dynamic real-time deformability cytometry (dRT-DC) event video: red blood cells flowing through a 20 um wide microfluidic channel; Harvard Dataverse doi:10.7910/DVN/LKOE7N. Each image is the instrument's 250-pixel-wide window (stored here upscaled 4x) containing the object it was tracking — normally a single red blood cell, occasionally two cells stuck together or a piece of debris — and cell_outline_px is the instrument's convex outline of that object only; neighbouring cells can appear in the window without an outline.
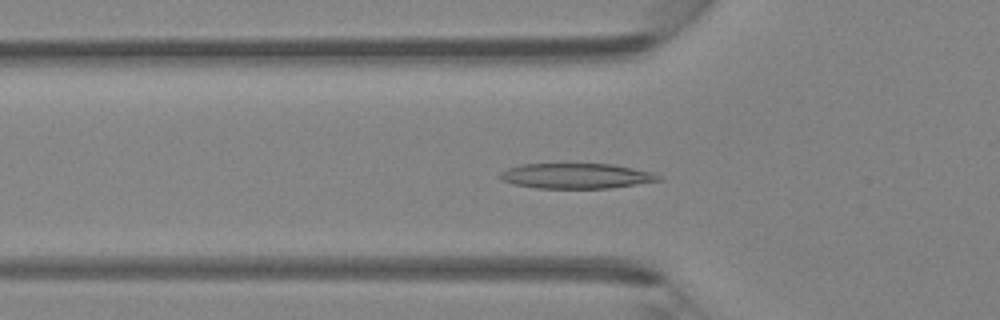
{"species": "Egyptian fruit bat (a non-hibernating species)", "species_latin": "Rousettus aegyptiacus", "temperature_condition": "room temperature", "stored_images_in_passage": 4, "camera_frame_rate_fps": 3000, "um_per_image_px": 0.085, "animal": {"sex": "female"}, "frame": {"image": 1, "passage_image": 4, "time_ms": 1.0, "image_size_px": [1000, 320], "cell_outline_px": [[664, 180], [608, 188], [536, 188], [516, 184], [500, 180], [500, 172], [508, 168], [520, 164], [612, 164], [652, 172], [660, 176]], "centroid_in_image_um": [48.98, 14.95], "position_along_channel_um": 76.8, "area_um2": 23.18}}